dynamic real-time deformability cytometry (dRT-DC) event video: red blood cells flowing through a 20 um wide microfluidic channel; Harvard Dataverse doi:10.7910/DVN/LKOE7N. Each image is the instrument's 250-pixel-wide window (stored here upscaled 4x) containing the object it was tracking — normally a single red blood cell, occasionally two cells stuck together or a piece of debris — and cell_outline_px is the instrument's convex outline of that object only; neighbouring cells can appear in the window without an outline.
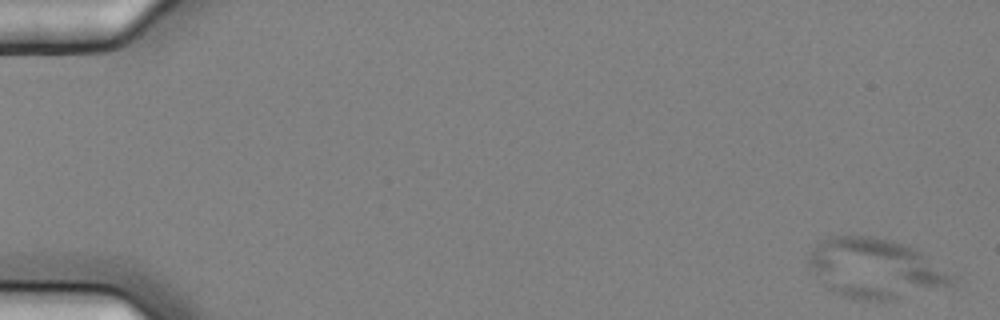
{"species": "common noctule bat (a hibernating species)", "species_latin": "Nyctalus noctula", "temperature_condition": "cold", "stored_images_in_passage": 5, "camera_frame_rate_fps": 3000, "um_per_image_px": 0.085, "animal": {"sex": "female", "body_mass_g": 25.1}, "frame": {"image": 1, "passage_image": 1, "time_ms": 0.0, "image_size_px": [1000, 320], "cell_outline_px": [[956, 280], [952, 284], [888, 300], [868, 300], [840, 296], [832, 292], [828, 288], [808, 264], [808, 252], [816, 244], [828, 236], [872, 236], [892, 240], [916, 248], [956, 276]], "centroid_in_image_um": [74.38, 22.78], "position_along_channel_um": 10.6, "area_um2": 49.48}}
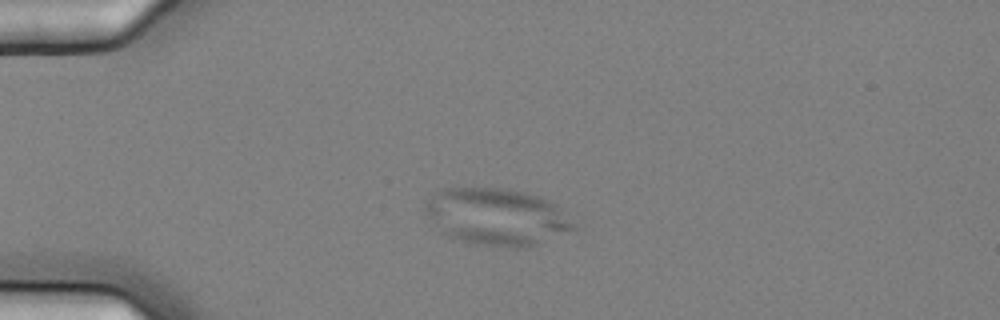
{"frame": {"image": 2, "passage_image": 4, "time_ms": 1.0, "image_size_px": [1000, 320], "cell_outline_px": [[580, 228], [524, 248], [512, 248], [472, 244], [440, 232], [424, 212], [424, 204], [436, 192], [444, 188], [508, 188], [540, 196], [556, 204]], "centroid_in_image_um": [42.24, 18.43], "position_along_channel_um": 42.8, "area_um2": 49.53}}